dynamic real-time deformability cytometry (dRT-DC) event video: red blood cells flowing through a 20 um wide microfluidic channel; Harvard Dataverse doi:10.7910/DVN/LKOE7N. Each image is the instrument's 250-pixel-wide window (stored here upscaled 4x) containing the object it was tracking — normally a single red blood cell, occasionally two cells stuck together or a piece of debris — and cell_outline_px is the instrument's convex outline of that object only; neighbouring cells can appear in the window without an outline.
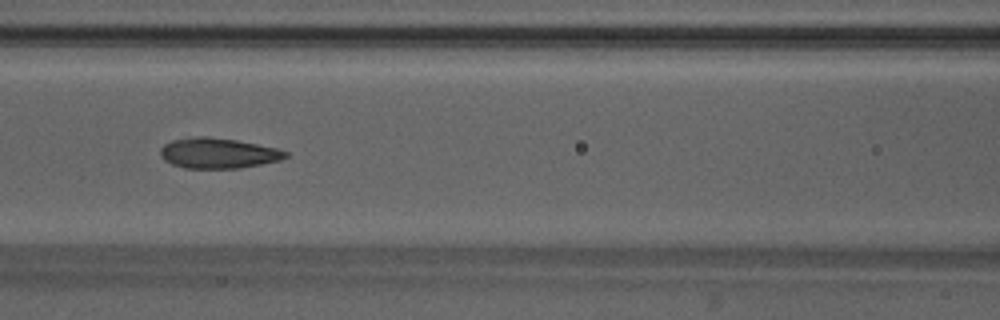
{"species": "Egyptian fruit bat (a non-hibernating species)", "species_latin": "Rousettus aegyptiacus", "temperature_condition": "warm", "stored_images_in_passage": 24, "camera_frame_rate_fps": 3000, "um_per_image_px": 0.085, "animal": {"sex": "male"}, "frame": {"image": 1, "passage_image": 21, "time_ms": 6.667, "image_size_px": [1000, 320], "cell_outline_px": [[288, 156], [280, 160], [240, 168], [184, 168], [172, 164], [164, 160], [160, 156], [160, 148], [164, 144], [172, 140], [196, 136], [208, 136], [236, 140], [276, 148], [288, 152]], "centroid_in_image_um": [18.51, 13.01], "position_along_channel_um": 148.1, "area_um2": 22.14}}